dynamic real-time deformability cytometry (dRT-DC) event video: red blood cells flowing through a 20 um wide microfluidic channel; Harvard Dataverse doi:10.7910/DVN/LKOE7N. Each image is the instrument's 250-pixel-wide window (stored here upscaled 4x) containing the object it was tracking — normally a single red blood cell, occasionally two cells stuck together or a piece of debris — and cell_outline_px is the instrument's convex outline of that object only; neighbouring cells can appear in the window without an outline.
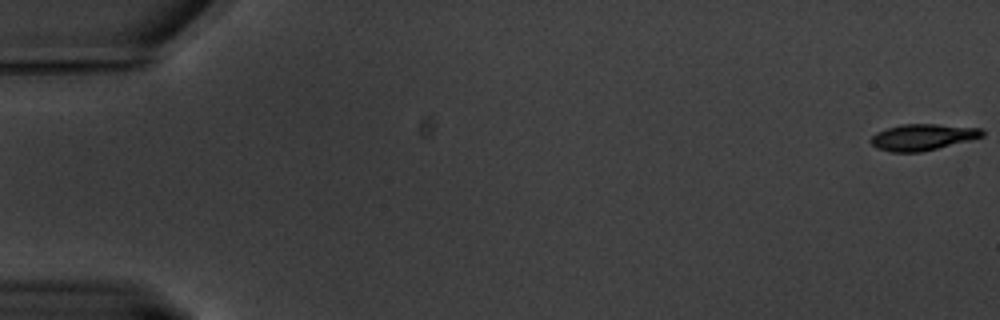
{"species": "common noctule bat (a hibernating species)", "species_latin": "Nyctalus noctula", "temperature_condition": "warm", "stored_images_in_passage": 62, "camera_frame_rate_fps": 3000, "um_per_image_px": 0.085, "animal": {"sex": "male", "body_mass_g": 20.1, "forearm_length_mm": 53.5}, "frame": {"image": 1, "passage_image": 1, "time_ms": 0.0, "image_size_px": [1000, 320], "cell_outline_px": [[984, 136], [920, 152], [892, 152], [876, 148], [868, 140], [876, 132], [900, 124], [936, 124], [984, 128]], "centroid_in_image_um": [78.4, 11.64], "position_along_channel_um": 6.6, "area_um2": 16.99}}
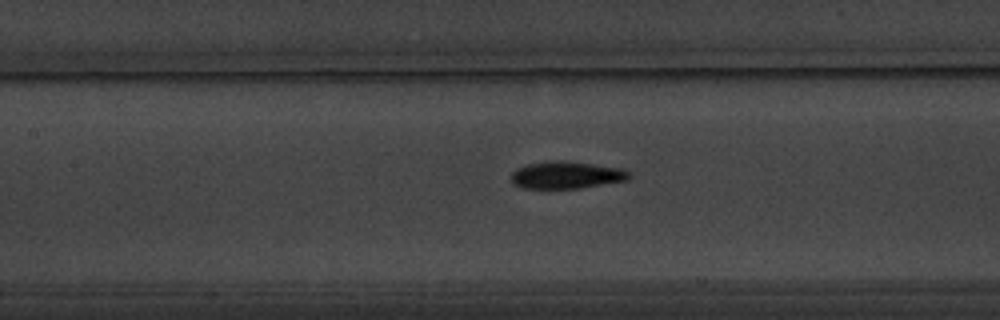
{"frame": {"image": 2, "passage_image": 29, "time_ms": 9.333, "image_size_px": [1000, 320], "cell_outline_px": [[632, 176], [628, 180], [580, 188], [524, 188], [512, 184], [512, 172], [516, 168], [528, 164], [548, 160], [564, 160], [620, 168], [632, 172]], "centroid_in_image_um": [48.15, 14.87], "position_along_channel_um": 159.2, "area_um2": 18.84}}
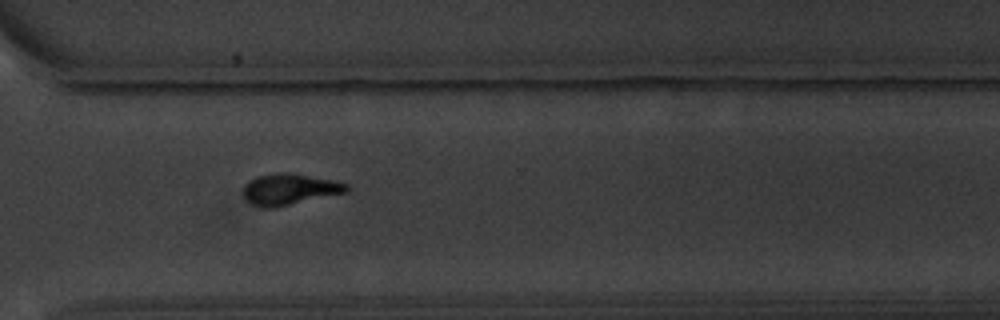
{"frame": {"image": 3, "passage_image": 46, "time_ms": 15.0, "image_size_px": [1000, 320], "cell_outline_px": [[348, 192], [276, 208], [264, 208], [252, 204], [244, 196], [244, 184], [248, 180], [256, 176], [284, 172], [332, 180], [348, 184]], "centroid_in_image_um": [24.6, 16.1], "position_along_channel_um": 346.0, "area_um2": 18.67}, "authors_computed_cell_mechanics": {"area_um2": 18.1203, "velocity_mm_per_s": 3.3037, "shape_relaxation_time_tau1_ms": 3.1656, "shape_relaxation_time_tau2_ms": 4.2851, "deformation_change_tau1": 0.1465, "deformation_change_tau2": 0.0945}}